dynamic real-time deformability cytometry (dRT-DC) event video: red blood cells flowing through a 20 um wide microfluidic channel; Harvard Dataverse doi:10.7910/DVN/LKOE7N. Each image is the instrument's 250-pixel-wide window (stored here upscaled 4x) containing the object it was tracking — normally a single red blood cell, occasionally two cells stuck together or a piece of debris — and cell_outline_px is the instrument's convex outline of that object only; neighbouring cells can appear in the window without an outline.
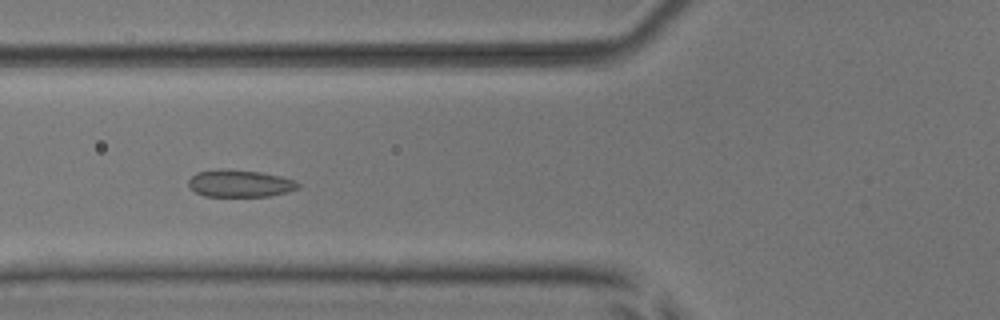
{"species": "common noctule bat (a hibernating species)", "species_latin": "Nyctalus noctula", "temperature_condition": "room temperature", "stored_images_in_passage": 39, "camera_frame_rate_fps": 3000, "um_per_image_px": 0.085, "animal": {"sex": "male", "body_mass_g": 17.9, "forearm_length_mm": 54.2}, "frame": {"image": 1, "passage_image": 7, "time_ms": 2.0, "image_size_px": [1000, 320], "cell_outline_px": [[300, 188], [288, 192], [268, 196], [204, 196], [196, 192], [188, 184], [188, 180], [196, 172], [220, 168], [260, 172], [280, 176], [296, 180], [300, 184]], "centroid_in_image_um": [20.41, 15.58], "position_along_channel_um": 105.4, "area_um2": 17.46}}
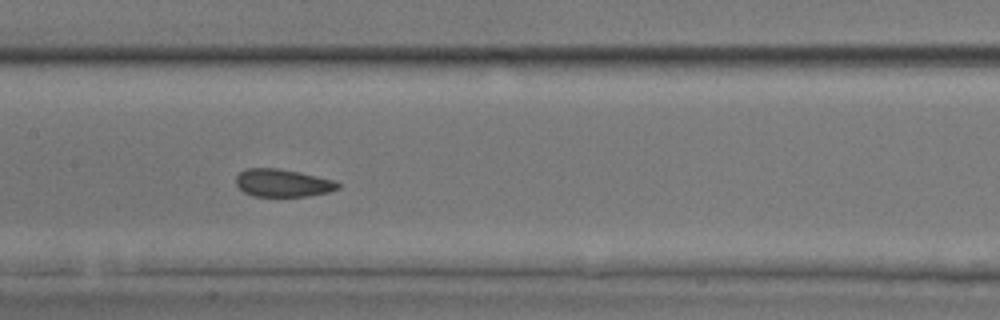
{"frame": {"image": 2, "passage_image": 13, "time_ms": 4.0, "image_size_px": [1000, 320], "cell_outline_px": [[340, 188], [328, 192], [304, 196], [252, 196], [244, 192], [236, 184], [236, 176], [244, 168], [276, 168], [296, 172], [332, 180], [340, 184]], "centroid_in_image_um": [23.97, 15.55], "position_along_channel_um": 183.4, "area_um2": 16.18}}
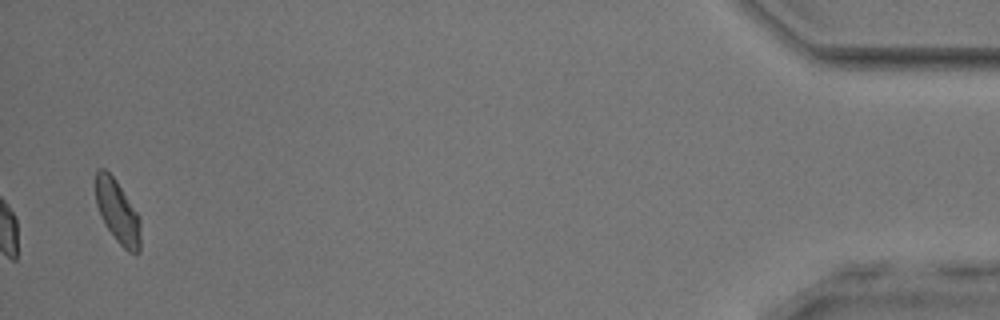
{"frame": {"image": 3, "passage_image": 38, "time_ms": 12.333, "image_size_px": [1000, 320], "cell_outline_px": [[140, 252], [128, 252], [116, 240], [104, 224], [96, 204], [96, 172], [100, 168], [104, 168], [116, 180], [136, 212], [140, 220]], "centroid_in_image_um": [9.98, 18.01], "position_along_channel_um": 425.2, "area_um2": 16.24}, "authors_computed_cell_mechanics": {"area_um2": 16.473, "velocity_mm_per_s": 3.9148, "shape_relaxation_time_tau1_ms": 3.7381, "shape_relaxation_time_tau2_ms": 1.5971, "deformation_change_tau1": 0.0959, "deformation_change_tau2": 0.0808}}